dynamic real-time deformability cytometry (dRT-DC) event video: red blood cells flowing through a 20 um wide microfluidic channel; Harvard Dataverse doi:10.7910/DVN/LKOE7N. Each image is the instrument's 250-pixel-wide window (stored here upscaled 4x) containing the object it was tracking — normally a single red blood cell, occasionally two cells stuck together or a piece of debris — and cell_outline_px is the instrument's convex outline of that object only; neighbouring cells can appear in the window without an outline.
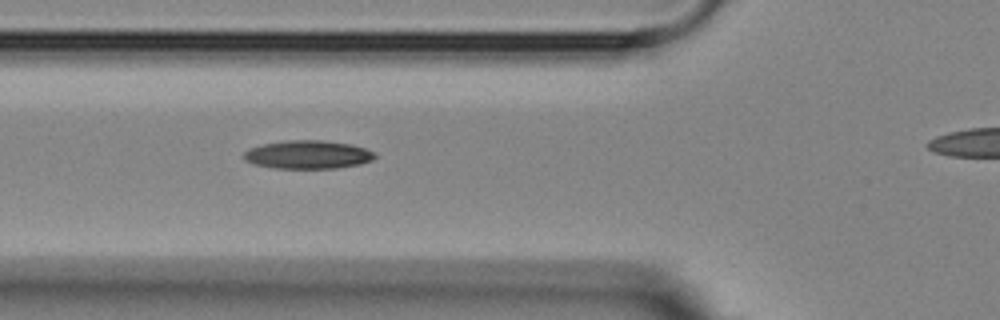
{"species": "Egyptian fruit bat (a non-hibernating species)", "species_latin": "Rousettus aegyptiacus", "temperature_condition": "room temperature", "stored_images_in_passage": 5, "camera_frame_rate_fps": 3000, "um_per_image_px": 0.085, "animal": {"sex": "female"}, "frame": {"image": 1, "passage_image": 4, "time_ms": 3.333, "image_size_px": [1000, 320], "cell_outline_px": [[376, 156], [372, 160], [360, 164], [336, 168], [272, 168], [252, 164], [244, 160], [244, 152], [252, 148], [264, 144], [288, 140], [320, 140], [348, 144], [364, 148], [372, 152]], "centroid_in_image_um": [26.14, 13.15], "position_along_channel_um": 99.7, "area_um2": 21.39}}